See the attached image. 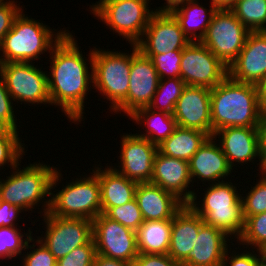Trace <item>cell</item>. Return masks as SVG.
<instances>
[{"label":"cell","mask_w":266,"mask_h":266,"mask_svg":"<svg viewBox=\"0 0 266 266\" xmlns=\"http://www.w3.org/2000/svg\"><path fill=\"white\" fill-rule=\"evenodd\" d=\"M93 266H132V263L117 259H110L97 254Z\"/></svg>","instance_id":"obj_46"},{"label":"cell","mask_w":266,"mask_h":266,"mask_svg":"<svg viewBox=\"0 0 266 266\" xmlns=\"http://www.w3.org/2000/svg\"><path fill=\"white\" fill-rule=\"evenodd\" d=\"M250 31H266V0H237L230 9Z\"/></svg>","instance_id":"obj_30"},{"label":"cell","mask_w":266,"mask_h":266,"mask_svg":"<svg viewBox=\"0 0 266 266\" xmlns=\"http://www.w3.org/2000/svg\"><path fill=\"white\" fill-rule=\"evenodd\" d=\"M150 183L173 193L184 204H188L195 193V189L191 190L193 182L188 161L163 155L159 151L154 158Z\"/></svg>","instance_id":"obj_20"},{"label":"cell","mask_w":266,"mask_h":266,"mask_svg":"<svg viewBox=\"0 0 266 266\" xmlns=\"http://www.w3.org/2000/svg\"><path fill=\"white\" fill-rule=\"evenodd\" d=\"M188 163L193 186L194 182L196 183L197 181L202 182L204 185H206L207 181H209L208 184L227 181L230 177L228 175L234 172L213 136H210L204 142Z\"/></svg>","instance_id":"obj_21"},{"label":"cell","mask_w":266,"mask_h":266,"mask_svg":"<svg viewBox=\"0 0 266 266\" xmlns=\"http://www.w3.org/2000/svg\"><path fill=\"white\" fill-rule=\"evenodd\" d=\"M30 243H33V244L31 245ZM24 251L25 252L22 253V255L19 258V260L22 259L23 261L22 262L23 265L21 266H56L57 265V260L55 259L53 254L38 238L36 239L34 236H32L29 239Z\"/></svg>","instance_id":"obj_37"},{"label":"cell","mask_w":266,"mask_h":266,"mask_svg":"<svg viewBox=\"0 0 266 266\" xmlns=\"http://www.w3.org/2000/svg\"><path fill=\"white\" fill-rule=\"evenodd\" d=\"M213 137L233 170L259 161L255 160L259 159V127H226L215 131Z\"/></svg>","instance_id":"obj_19"},{"label":"cell","mask_w":266,"mask_h":266,"mask_svg":"<svg viewBox=\"0 0 266 266\" xmlns=\"http://www.w3.org/2000/svg\"><path fill=\"white\" fill-rule=\"evenodd\" d=\"M203 219L187 204L173 217L168 255L182 263L192 250Z\"/></svg>","instance_id":"obj_25"},{"label":"cell","mask_w":266,"mask_h":266,"mask_svg":"<svg viewBox=\"0 0 266 266\" xmlns=\"http://www.w3.org/2000/svg\"><path fill=\"white\" fill-rule=\"evenodd\" d=\"M259 169L257 173L266 174V116L264 115L262 123L259 126Z\"/></svg>","instance_id":"obj_45"},{"label":"cell","mask_w":266,"mask_h":266,"mask_svg":"<svg viewBox=\"0 0 266 266\" xmlns=\"http://www.w3.org/2000/svg\"><path fill=\"white\" fill-rule=\"evenodd\" d=\"M259 179L245 196L241 194L243 217H250L266 212V174H259ZM259 180V181H258Z\"/></svg>","instance_id":"obj_35"},{"label":"cell","mask_w":266,"mask_h":266,"mask_svg":"<svg viewBox=\"0 0 266 266\" xmlns=\"http://www.w3.org/2000/svg\"><path fill=\"white\" fill-rule=\"evenodd\" d=\"M228 76V67L200 41H191L183 50L180 78L189 86L214 88Z\"/></svg>","instance_id":"obj_12"},{"label":"cell","mask_w":266,"mask_h":266,"mask_svg":"<svg viewBox=\"0 0 266 266\" xmlns=\"http://www.w3.org/2000/svg\"><path fill=\"white\" fill-rule=\"evenodd\" d=\"M209 137V134L200 130L177 126L172 135L158 145V151L172 158L189 161Z\"/></svg>","instance_id":"obj_28"},{"label":"cell","mask_w":266,"mask_h":266,"mask_svg":"<svg viewBox=\"0 0 266 266\" xmlns=\"http://www.w3.org/2000/svg\"><path fill=\"white\" fill-rule=\"evenodd\" d=\"M263 117L257 85L227 76L211 88L212 136L226 127H259Z\"/></svg>","instance_id":"obj_2"},{"label":"cell","mask_w":266,"mask_h":266,"mask_svg":"<svg viewBox=\"0 0 266 266\" xmlns=\"http://www.w3.org/2000/svg\"><path fill=\"white\" fill-rule=\"evenodd\" d=\"M266 75V31L250 32L243 49L228 67L234 81L257 85Z\"/></svg>","instance_id":"obj_18"},{"label":"cell","mask_w":266,"mask_h":266,"mask_svg":"<svg viewBox=\"0 0 266 266\" xmlns=\"http://www.w3.org/2000/svg\"><path fill=\"white\" fill-rule=\"evenodd\" d=\"M199 0H174L164 7L175 17L184 35L191 41H201L218 10L210 3L209 8ZM199 30V31H198Z\"/></svg>","instance_id":"obj_24"},{"label":"cell","mask_w":266,"mask_h":266,"mask_svg":"<svg viewBox=\"0 0 266 266\" xmlns=\"http://www.w3.org/2000/svg\"><path fill=\"white\" fill-rule=\"evenodd\" d=\"M43 66L29 62H7L0 64V73L4 79L6 88L14 100L18 103L32 105H51L48 90L47 71ZM21 102V103H20Z\"/></svg>","instance_id":"obj_9"},{"label":"cell","mask_w":266,"mask_h":266,"mask_svg":"<svg viewBox=\"0 0 266 266\" xmlns=\"http://www.w3.org/2000/svg\"><path fill=\"white\" fill-rule=\"evenodd\" d=\"M259 102L263 112H266V75L264 78L257 84Z\"/></svg>","instance_id":"obj_47"},{"label":"cell","mask_w":266,"mask_h":266,"mask_svg":"<svg viewBox=\"0 0 266 266\" xmlns=\"http://www.w3.org/2000/svg\"><path fill=\"white\" fill-rule=\"evenodd\" d=\"M172 220H146L136 231L138 252L168 254Z\"/></svg>","instance_id":"obj_29"},{"label":"cell","mask_w":266,"mask_h":266,"mask_svg":"<svg viewBox=\"0 0 266 266\" xmlns=\"http://www.w3.org/2000/svg\"><path fill=\"white\" fill-rule=\"evenodd\" d=\"M14 0H5L0 4V45L4 36L11 30L15 17L23 9L20 3Z\"/></svg>","instance_id":"obj_42"},{"label":"cell","mask_w":266,"mask_h":266,"mask_svg":"<svg viewBox=\"0 0 266 266\" xmlns=\"http://www.w3.org/2000/svg\"><path fill=\"white\" fill-rule=\"evenodd\" d=\"M173 117L179 127L200 130L212 136L211 89L186 85L177 100Z\"/></svg>","instance_id":"obj_17"},{"label":"cell","mask_w":266,"mask_h":266,"mask_svg":"<svg viewBox=\"0 0 266 266\" xmlns=\"http://www.w3.org/2000/svg\"><path fill=\"white\" fill-rule=\"evenodd\" d=\"M93 224V240L96 253L110 258L133 263L138 256L136 232L99 214Z\"/></svg>","instance_id":"obj_15"},{"label":"cell","mask_w":266,"mask_h":266,"mask_svg":"<svg viewBox=\"0 0 266 266\" xmlns=\"http://www.w3.org/2000/svg\"><path fill=\"white\" fill-rule=\"evenodd\" d=\"M236 185V186H235ZM229 181L207 184L201 187L205 193L203 199H199L197 192L187 204L204 221L205 224L214 226L226 235L239 239L244 229V217L241 199V190L237 184ZM239 192V193H238ZM197 198L199 201H197ZM201 202V204H200Z\"/></svg>","instance_id":"obj_5"},{"label":"cell","mask_w":266,"mask_h":266,"mask_svg":"<svg viewBox=\"0 0 266 266\" xmlns=\"http://www.w3.org/2000/svg\"><path fill=\"white\" fill-rule=\"evenodd\" d=\"M14 105L16 106L0 73V119L3 120L12 130H19L20 128L17 127L18 119L15 116L17 110L14 109L16 108Z\"/></svg>","instance_id":"obj_41"},{"label":"cell","mask_w":266,"mask_h":266,"mask_svg":"<svg viewBox=\"0 0 266 266\" xmlns=\"http://www.w3.org/2000/svg\"><path fill=\"white\" fill-rule=\"evenodd\" d=\"M19 132V130H11L7 135L0 137V171L6 170L4 167L6 165L12 169L26 155V146L19 137Z\"/></svg>","instance_id":"obj_34"},{"label":"cell","mask_w":266,"mask_h":266,"mask_svg":"<svg viewBox=\"0 0 266 266\" xmlns=\"http://www.w3.org/2000/svg\"><path fill=\"white\" fill-rule=\"evenodd\" d=\"M21 162L11 169L12 173L9 171L6 179L0 177V200L32 213L42 205L38 213L42 217L49 211L51 181L57 167L38 161L21 169Z\"/></svg>","instance_id":"obj_3"},{"label":"cell","mask_w":266,"mask_h":266,"mask_svg":"<svg viewBox=\"0 0 266 266\" xmlns=\"http://www.w3.org/2000/svg\"><path fill=\"white\" fill-rule=\"evenodd\" d=\"M131 72L127 98L113 111L129 117L137 109L148 107L158 88L159 76L151 58L143 55L135 44H130Z\"/></svg>","instance_id":"obj_14"},{"label":"cell","mask_w":266,"mask_h":266,"mask_svg":"<svg viewBox=\"0 0 266 266\" xmlns=\"http://www.w3.org/2000/svg\"><path fill=\"white\" fill-rule=\"evenodd\" d=\"M135 198L144 221L172 220L185 205L173 193L152 183H138Z\"/></svg>","instance_id":"obj_23"},{"label":"cell","mask_w":266,"mask_h":266,"mask_svg":"<svg viewBox=\"0 0 266 266\" xmlns=\"http://www.w3.org/2000/svg\"><path fill=\"white\" fill-rule=\"evenodd\" d=\"M211 1V2H210ZM217 9L230 10L237 0H210Z\"/></svg>","instance_id":"obj_48"},{"label":"cell","mask_w":266,"mask_h":266,"mask_svg":"<svg viewBox=\"0 0 266 266\" xmlns=\"http://www.w3.org/2000/svg\"><path fill=\"white\" fill-rule=\"evenodd\" d=\"M73 36L68 31L52 49L47 77L51 106L61 108L69 122L78 125L84 121V103L93 89V48L87 59Z\"/></svg>","instance_id":"obj_1"},{"label":"cell","mask_w":266,"mask_h":266,"mask_svg":"<svg viewBox=\"0 0 266 266\" xmlns=\"http://www.w3.org/2000/svg\"><path fill=\"white\" fill-rule=\"evenodd\" d=\"M57 168L51 181L50 207L48 213L59 217L94 220L101 214V192L98 176L92 171L72 182H66L60 190L55 188L63 181ZM62 180V181H61ZM55 189V191H53ZM56 192V193H55Z\"/></svg>","instance_id":"obj_6"},{"label":"cell","mask_w":266,"mask_h":266,"mask_svg":"<svg viewBox=\"0 0 266 266\" xmlns=\"http://www.w3.org/2000/svg\"><path fill=\"white\" fill-rule=\"evenodd\" d=\"M19 228L20 227H0V259H2V261L3 259H10L12 261V258H20V255H22L25 250L27 242L34 235L30 228L25 232L26 234Z\"/></svg>","instance_id":"obj_33"},{"label":"cell","mask_w":266,"mask_h":266,"mask_svg":"<svg viewBox=\"0 0 266 266\" xmlns=\"http://www.w3.org/2000/svg\"><path fill=\"white\" fill-rule=\"evenodd\" d=\"M44 233L36 236L59 260L78 246L85 245L93 239L92 220L85 218L59 217L44 215ZM44 234V235H43Z\"/></svg>","instance_id":"obj_10"},{"label":"cell","mask_w":266,"mask_h":266,"mask_svg":"<svg viewBox=\"0 0 266 266\" xmlns=\"http://www.w3.org/2000/svg\"><path fill=\"white\" fill-rule=\"evenodd\" d=\"M24 14L22 9L15 17L11 30L0 45V64L7 62H38L45 52L51 53L54 46L69 30L50 29L43 22ZM41 55V56H40Z\"/></svg>","instance_id":"obj_4"},{"label":"cell","mask_w":266,"mask_h":266,"mask_svg":"<svg viewBox=\"0 0 266 266\" xmlns=\"http://www.w3.org/2000/svg\"><path fill=\"white\" fill-rule=\"evenodd\" d=\"M104 215L135 232L144 222L136 198L124 205L109 208Z\"/></svg>","instance_id":"obj_36"},{"label":"cell","mask_w":266,"mask_h":266,"mask_svg":"<svg viewBox=\"0 0 266 266\" xmlns=\"http://www.w3.org/2000/svg\"><path fill=\"white\" fill-rule=\"evenodd\" d=\"M258 266H266V261L263 259Z\"/></svg>","instance_id":"obj_51"},{"label":"cell","mask_w":266,"mask_h":266,"mask_svg":"<svg viewBox=\"0 0 266 266\" xmlns=\"http://www.w3.org/2000/svg\"><path fill=\"white\" fill-rule=\"evenodd\" d=\"M150 2L151 0H98L89 9L94 18L100 19L113 34L122 36L129 44H136L156 11V8H150Z\"/></svg>","instance_id":"obj_7"},{"label":"cell","mask_w":266,"mask_h":266,"mask_svg":"<svg viewBox=\"0 0 266 266\" xmlns=\"http://www.w3.org/2000/svg\"><path fill=\"white\" fill-rule=\"evenodd\" d=\"M189 43L175 17L165 7L159 6L135 45L143 55H158L182 51Z\"/></svg>","instance_id":"obj_13"},{"label":"cell","mask_w":266,"mask_h":266,"mask_svg":"<svg viewBox=\"0 0 266 266\" xmlns=\"http://www.w3.org/2000/svg\"><path fill=\"white\" fill-rule=\"evenodd\" d=\"M172 1H174V0H165L163 7H164L165 5L171 3Z\"/></svg>","instance_id":"obj_52"},{"label":"cell","mask_w":266,"mask_h":266,"mask_svg":"<svg viewBox=\"0 0 266 266\" xmlns=\"http://www.w3.org/2000/svg\"><path fill=\"white\" fill-rule=\"evenodd\" d=\"M263 259L266 261V247L262 250Z\"/></svg>","instance_id":"obj_50"},{"label":"cell","mask_w":266,"mask_h":266,"mask_svg":"<svg viewBox=\"0 0 266 266\" xmlns=\"http://www.w3.org/2000/svg\"><path fill=\"white\" fill-rule=\"evenodd\" d=\"M96 255V247L92 239L89 243L78 246L65 257L57 260L56 266H93Z\"/></svg>","instance_id":"obj_39"},{"label":"cell","mask_w":266,"mask_h":266,"mask_svg":"<svg viewBox=\"0 0 266 266\" xmlns=\"http://www.w3.org/2000/svg\"><path fill=\"white\" fill-rule=\"evenodd\" d=\"M229 238L223 231L203 223L192 250L181 266H221L227 249L236 245L234 238Z\"/></svg>","instance_id":"obj_22"},{"label":"cell","mask_w":266,"mask_h":266,"mask_svg":"<svg viewBox=\"0 0 266 266\" xmlns=\"http://www.w3.org/2000/svg\"><path fill=\"white\" fill-rule=\"evenodd\" d=\"M151 58L160 79L180 78L182 51H169L158 55H145Z\"/></svg>","instance_id":"obj_38"},{"label":"cell","mask_w":266,"mask_h":266,"mask_svg":"<svg viewBox=\"0 0 266 266\" xmlns=\"http://www.w3.org/2000/svg\"><path fill=\"white\" fill-rule=\"evenodd\" d=\"M25 211L15 205L0 200V227H22L16 223L19 218L23 219L20 213ZM20 215V216H19Z\"/></svg>","instance_id":"obj_44"},{"label":"cell","mask_w":266,"mask_h":266,"mask_svg":"<svg viewBox=\"0 0 266 266\" xmlns=\"http://www.w3.org/2000/svg\"><path fill=\"white\" fill-rule=\"evenodd\" d=\"M120 138L121 151L118 159L121 160L114 167L111 164V167L136 183H150L158 146L136 133H123Z\"/></svg>","instance_id":"obj_16"},{"label":"cell","mask_w":266,"mask_h":266,"mask_svg":"<svg viewBox=\"0 0 266 266\" xmlns=\"http://www.w3.org/2000/svg\"><path fill=\"white\" fill-rule=\"evenodd\" d=\"M132 266H181L168 254H142L139 253Z\"/></svg>","instance_id":"obj_43"},{"label":"cell","mask_w":266,"mask_h":266,"mask_svg":"<svg viewBox=\"0 0 266 266\" xmlns=\"http://www.w3.org/2000/svg\"><path fill=\"white\" fill-rule=\"evenodd\" d=\"M135 122L137 125L147 126L144 132L136 134L139 137L148 139L152 144L158 146L164 140L169 138L175 128L177 127L176 120L173 115L152 110L149 107H143L137 109L133 114L129 116V119ZM143 123V124H142ZM143 133V134H142Z\"/></svg>","instance_id":"obj_27"},{"label":"cell","mask_w":266,"mask_h":266,"mask_svg":"<svg viewBox=\"0 0 266 266\" xmlns=\"http://www.w3.org/2000/svg\"><path fill=\"white\" fill-rule=\"evenodd\" d=\"M235 241L239 245L237 246L239 250L243 245V249L249 250L252 247L262 251L266 247V212L244 217L243 233Z\"/></svg>","instance_id":"obj_32"},{"label":"cell","mask_w":266,"mask_h":266,"mask_svg":"<svg viewBox=\"0 0 266 266\" xmlns=\"http://www.w3.org/2000/svg\"><path fill=\"white\" fill-rule=\"evenodd\" d=\"M12 129L0 119V137L7 135Z\"/></svg>","instance_id":"obj_49"},{"label":"cell","mask_w":266,"mask_h":266,"mask_svg":"<svg viewBox=\"0 0 266 266\" xmlns=\"http://www.w3.org/2000/svg\"><path fill=\"white\" fill-rule=\"evenodd\" d=\"M249 33L231 10L218 9L200 42L229 67L243 49Z\"/></svg>","instance_id":"obj_11"},{"label":"cell","mask_w":266,"mask_h":266,"mask_svg":"<svg viewBox=\"0 0 266 266\" xmlns=\"http://www.w3.org/2000/svg\"><path fill=\"white\" fill-rule=\"evenodd\" d=\"M185 87L186 83L181 78L160 79L153 100L148 107L173 115L177 100Z\"/></svg>","instance_id":"obj_31"},{"label":"cell","mask_w":266,"mask_h":266,"mask_svg":"<svg viewBox=\"0 0 266 266\" xmlns=\"http://www.w3.org/2000/svg\"><path fill=\"white\" fill-rule=\"evenodd\" d=\"M96 47L93 48V89L109 101L110 112L114 114L113 111L127 98L131 50L125 53Z\"/></svg>","instance_id":"obj_8"},{"label":"cell","mask_w":266,"mask_h":266,"mask_svg":"<svg viewBox=\"0 0 266 266\" xmlns=\"http://www.w3.org/2000/svg\"><path fill=\"white\" fill-rule=\"evenodd\" d=\"M231 247L227 249L221 266H258L263 260L261 250L251 248L248 251L246 248L240 253L239 250L237 251V247L233 248V250Z\"/></svg>","instance_id":"obj_40"},{"label":"cell","mask_w":266,"mask_h":266,"mask_svg":"<svg viewBox=\"0 0 266 266\" xmlns=\"http://www.w3.org/2000/svg\"><path fill=\"white\" fill-rule=\"evenodd\" d=\"M100 164L95 163L91 170L98 176L101 213L104 214L111 207L121 206L133 200L138 183L118 173L110 164L108 166L107 163L105 169Z\"/></svg>","instance_id":"obj_26"}]
</instances>
